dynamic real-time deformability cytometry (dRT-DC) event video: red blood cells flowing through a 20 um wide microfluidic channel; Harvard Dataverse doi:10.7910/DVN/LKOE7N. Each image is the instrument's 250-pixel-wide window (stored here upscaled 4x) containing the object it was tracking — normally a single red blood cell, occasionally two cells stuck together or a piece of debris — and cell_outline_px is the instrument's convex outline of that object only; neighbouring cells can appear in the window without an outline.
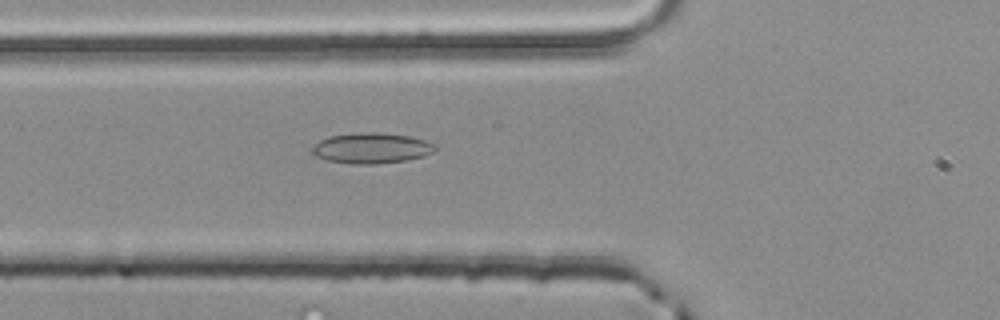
{"species": "common noctule bat (a hibernating species)", "species_latin": "Nyctalus noctula", "temperature_condition": "room temperature", "stored_images_in_passage": 4, "camera_frame_rate_fps": 3000, "um_per_image_px": 0.085, "animal": {"sex": "male", "body_mass_g": 20.4}, "frame": {"image": 1, "passage_image": 4, "time_ms": 1.0, "image_size_px": [1000, 320], "cell_outline_px": [[436, 148], [432, 152], [424, 156], [408, 160], [376, 164], [352, 164], [328, 160], [316, 156], [312, 152], [312, 144], [328, 136], [360, 132], [376, 132], [408, 136], [424, 140], [436, 144]], "centroid_in_image_um": [31.56, 12.59], "position_along_channel_um": 94.2, "area_um2": 21.96}}